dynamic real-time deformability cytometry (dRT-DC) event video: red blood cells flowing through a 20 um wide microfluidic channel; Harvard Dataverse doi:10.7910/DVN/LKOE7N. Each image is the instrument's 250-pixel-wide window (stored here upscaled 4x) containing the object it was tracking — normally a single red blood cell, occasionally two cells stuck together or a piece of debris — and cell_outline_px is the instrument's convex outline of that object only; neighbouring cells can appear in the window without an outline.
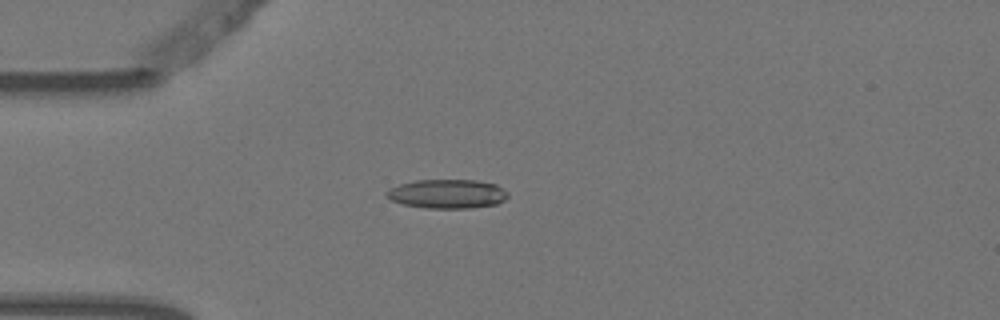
{"species": "Egyptian fruit bat (a non-hibernating species)", "species_latin": "Rousettus aegyptiacus", "temperature_condition": "warm", "stored_images_in_passage": 2, "camera_frame_rate_fps": 3000, "um_per_image_px": 0.085, "animal": {"sex": "female"}, "frame": {"image": 1, "passage_image": 2, "time_ms": 0.333, "image_size_px": [1000, 320], "cell_outline_px": [[508, 196], [504, 200], [496, 204], [472, 208], [424, 208], [404, 204], [392, 200], [384, 192], [388, 188], [400, 184], [416, 180], [476, 180], [496, 184], [504, 188], [508, 192]], "centroid_in_image_um": [38.04, 16.47], "position_along_channel_um": 47.0, "area_um2": 20.63}}